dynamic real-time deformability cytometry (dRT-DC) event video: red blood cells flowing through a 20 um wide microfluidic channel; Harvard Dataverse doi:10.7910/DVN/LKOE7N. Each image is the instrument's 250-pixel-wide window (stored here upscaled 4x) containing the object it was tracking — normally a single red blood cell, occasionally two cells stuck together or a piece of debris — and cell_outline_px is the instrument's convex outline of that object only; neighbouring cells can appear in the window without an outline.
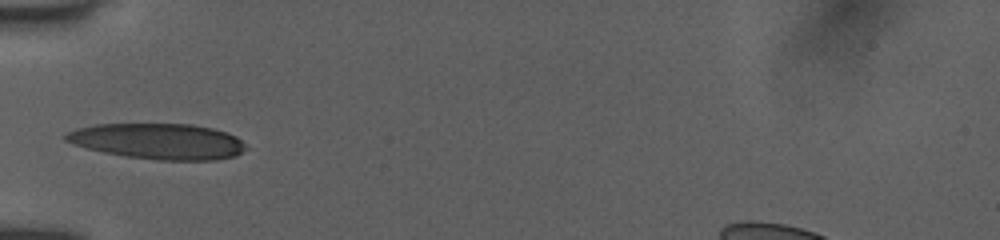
{"species": "human", "species_latin": "Homo sapiens", "temperature_condition": "room temperature", "stored_images_in_passage": 29, "camera_frame_rate_fps": 3000, "um_per_image_px": 0.085, "donor": {"sex": "female"}, "frame": {"image": 1, "passage_image": 1, "time_ms": 0.0, "image_size_px": [1000, 240], "cell_outline_px": [[248, 148], [236, 156], [212, 160], [156, 160], [124, 156], [104, 152], [72, 144], [64, 140], [64, 136], [68, 132], [76, 128], [96, 124], [192, 124], [212, 128], [236, 136]], "centroid_in_image_um": [13.43, 12.01], "position_along_channel_um": 71.6, "area_um2": 37.51}}
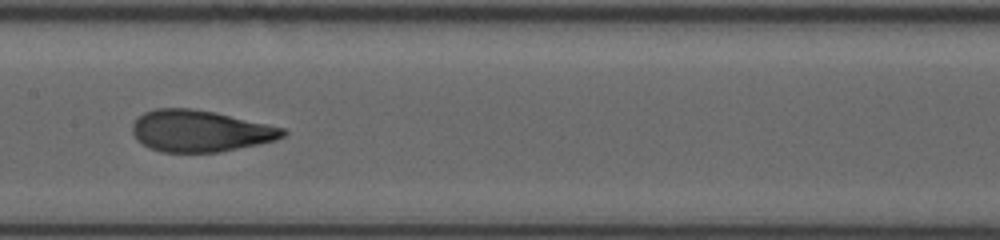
{"frame": {"image": 2, "passage_image": 16, "time_ms": 3.0, "image_size_px": [1000, 240], "cell_outline_px": [[288, 132], [284, 136], [276, 140], [220, 152], [160, 152], [148, 148], [136, 140], [132, 132], [132, 124], [144, 112], [156, 108], [192, 108], [216, 112], [284, 128]], "centroid_in_image_um": [16.99, 11.13], "position_along_channel_um": 190.4, "area_um2": 36.59}}
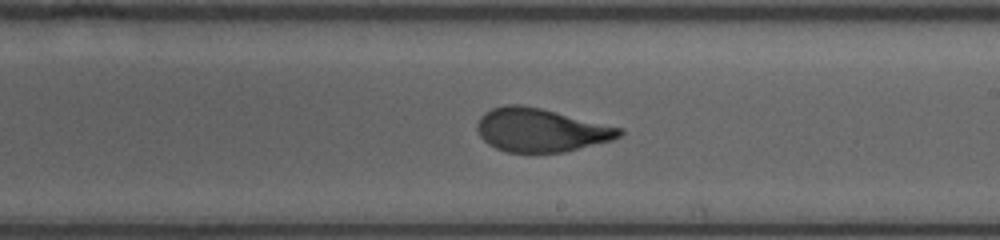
{"frame": {"image": 3, "passage_image": 24, "time_ms": 4.333, "image_size_px": [1000, 240], "cell_outline_px": [[624, 132], [620, 136], [612, 140], [564, 152], [508, 152], [496, 148], [488, 144], [480, 136], [476, 128], [476, 124], [480, 116], [484, 112], [492, 108], [508, 104], [520, 104], [540, 108], [624, 128]], "centroid_in_image_um": [45.96, 11.05], "position_along_channel_um": 243.0, "area_um2": 36.01}}